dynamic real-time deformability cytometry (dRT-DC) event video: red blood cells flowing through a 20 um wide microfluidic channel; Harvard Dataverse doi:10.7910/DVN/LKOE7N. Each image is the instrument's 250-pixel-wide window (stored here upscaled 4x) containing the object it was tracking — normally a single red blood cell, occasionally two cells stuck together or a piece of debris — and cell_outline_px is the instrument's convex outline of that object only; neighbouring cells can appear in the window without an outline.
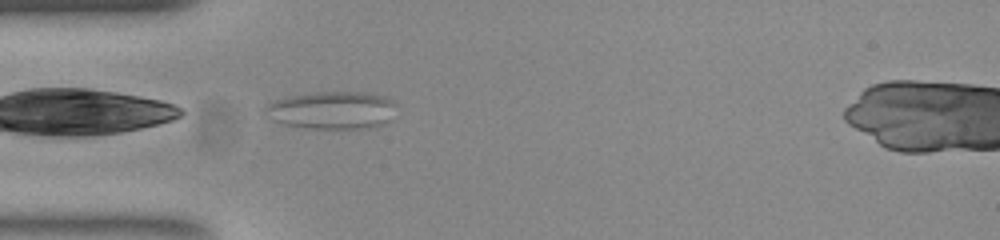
{"species": "common noctule bat (a hibernating species)", "species_latin": "Nyctalus noctula", "temperature_condition": "room temperature", "stored_images_in_passage": 35, "camera_frame_rate_fps": 3000, "um_per_image_px": 0.085, "animal": {"sex": "female", "body_mass_g": 23.0, "forearm_length_mm": 53.4}, "frame": {"image": 1, "passage_image": 1, "time_ms": 0.0, "image_size_px": [1000, 240], "cell_outline_px": [[396, 104], [384, 124], [364, 128], [312, 128], [284, 124], [276, 120], [264, 108], [268, 104], [276, 100], [288, 96], [316, 92], [368, 92], [388, 96]], "centroid_in_image_um": [28.27, 9.34], "position_along_channel_um": 56.7, "area_um2": 28.21}}
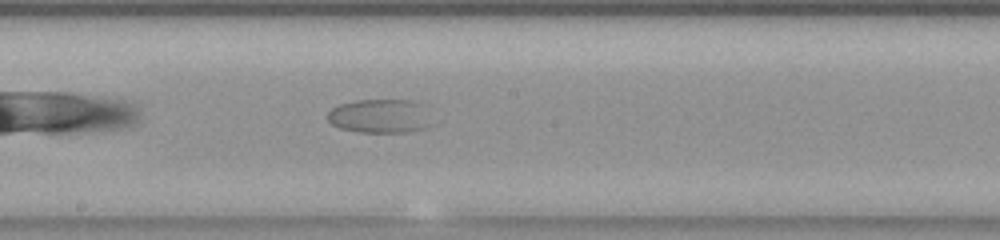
{"frame": {"image": 2, "passage_image": 15, "time_ms": 4.667, "image_size_px": [1000, 240], "cell_outline_px": [[424, 128], [404, 132], [360, 132], [340, 128], [332, 124], [328, 120], [328, 112], [332, 108], [340, 104], [356, 100], [412, 100], [420, 104]], "centroid_in_image_um": [32.1, 9.86], "position_along_channel_um": 216.1, "area_um2": 19.54}}
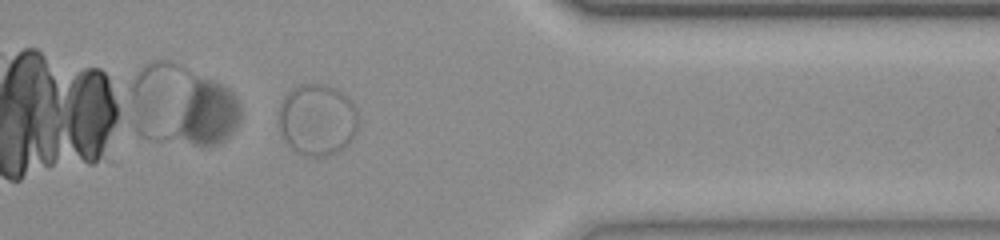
{"frame": {"image": 3, "passage_image": 31, "time_ms": 10.0, "image_size_px": [1000, 240], "cell_outline_px": [[356, 132], [336, 152], [324, 156], [308, 156], [292, 148], [288, 144], [280, 132], [280, 104], [284, 96], [292, 88], [304, 84], [324, 84], [336, 88], [352, 100], [356, 108]], "centroid_in_image_um": [26.95, 10.14], "position_along_channel_um": 384.5, "area_um2": 32.54}}